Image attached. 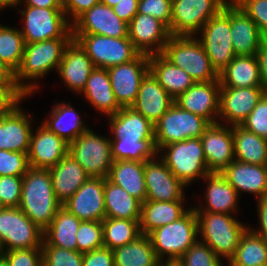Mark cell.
<instances>
[{
    "label": "cell",
    "mask_w": 267,
    "mask_h": 266,
    "mask_svg": "<svg viewBox=\"0 0 267 266\" xmlns=\"http://www.w3.org/2000/svg\"><path fill=\"white\" fill-rule=\"evenodd\" d=\"M91 59L94 67L107 69L133 60L139 52L128 37L113 38L97 34H72Z\"/></svg>",
    "instance_id": "10"
},
{
    "label": "cell",
    "mask_w": 267,
    "mask_h": 266,
    "mask_svg": "<svg viewBox=\"0 0 267 266\" xmlns=\"http://www.w3.org/2000/svg\"><path fill=\"white\" fill-rule=\"evenodd\" d=\"M158 266H181L177 261H165L163 262H159Z\"/></svg>",
    "instance_id": "64"
},
{
    "label": "cell",
    "mask_w": 267,
    "mask_h": 266,
    "mask_svg": "<svg viewBox=\"0 0 267 266\" xmlns=\"http://www.w3.org/2000/svg\"><path fill=\"white\" fill-rule=\"evenodd\" d=\"M3 252H4V249H3L2 243L0 241V256H2Z\"/></svg>",
    "instance_id": "66"
},
{
    "label": "cell",
    "mask_w": 267,
    "mask_h": 266,
    "mask_svg": "<svg viewBox=\"0 0 267 266\" xmlns=\"http://www.w3.org/2000/svg\"><path fill=\"white\" fill-rule=\"evenodd\" d=\"M138 2L139 0H121L112 8L122 21L129 24L138 12Z\"/></svg>",
    "instance_id": "57"
},
{
    "label": "cell",
    "mask_w": 267,
    "mask_h": 266,
    "mask_svg": "<svg viewBox=\"0 0 267 266\" xmlns=\"http://www.w3.org/2000/svg\"><path fill=\"white\" fill-rule=\"evenodd\" d=\"M221 174L239 192L252 193L258 199L267 196V166L234 160Z\"/></svg>",
    "instance_id": "24"
},
{
    "label": "cell",
    "mask_w": 267,
    "mask_h": 266,
    "mask_svg": "<svg viewBox=\"0 0 267 266\" xmlns=\"http://www.w3.org/2000/svg\"><path fill=\"white\" fill-rule=\"evenodd\" d=\"M5 7H7V6L0 0V10L4 9Z\"/></svg>",
    "instance_id": "67"
},
{
    "label": "cell",
    "mask_w": 267,
    "mask_h": 266,
    "mask_svg": "<svg viewBox=\"0 0 267 266\" xmlns=\"http://www.w3.org/2000/svg\"><path fill=\"white\" fill-rule=\"evenodd\" d=\"M72 34H97L113 38L128 37V24L113 8L99 2L72 23Z\"/></svg>",
    "instance_id": "17"
},
{
    "label": "cell",
    "mask_w": 267,
    "mask_h": 266,
    "mask_svg": "<svg viewBox=\"0 0 267 266\" xmlns=\"http://www.w3.org/2000/svg\"><path fill=\"white\" fill-rule=\"evenodd\" d=\"M110 141L114 161L145 162L156 156L158 157L155 139H115Z\"/></svg>",
    "instance_id": "43"
},
{
    "label": "cell",
    "mask_w": 267,
    "mask_h": 266,
    "mask_svg": "<svg viewBox=\"0 0 267 266\" xmlns=\"http://www.w3.org/2000/svg\"><path fill=\"white\" fill-rule=\"evenodd\" d=\"M231 38L236 56L256 55L264 40L256 23L231 0Z\"/></svg>",
    "instance_id": "28"
},
{
    "label": "cell",
    "mask_w": 267,
    "mask_h": 266,
    "mask_svg": "<svg viewBox=\"0 0 267 266\" xmlns=\"http://www.w3.org/2000/svg\"><path fill=\"white\" fill-rule=\"evenodd\" d=\"M228 0H172L170 33L195 36L203 25L217 15Z\"/></svg>",
    "instance_id": "12"
},
{
    "label": "cell",
    "mask_w": 267,
    "mask_h": 266,
    "mask_svg": "<svg viewBox=\"0 0 267 266\" xmlns=\"http://www.w3.org/2000/svg\"><path fill=\"white\" fill-rule=\"evenodd\" d=\"M3 208H5V207L3 206V203L0 200V210L3 209Z\"/></svg>",
    "instance_id": "68"
},
{
    "label": "cell",
    "mask_w": 267,
    "mask_h": 266,
    "mask_svg": "<svg viewBox=\"0 0 267 266\" xmlns=\"http://www.w3.org/2000/svg\"><path fill=\"white\" fill-rule=\"evenodd\" d=\"M264 95L265 87H221L218 117L229 126L241 125Z\"/></svg>",
    "instance_id": "19"
},
{
    "label": "cell",
    "mask_w": 267,
    "mask_h": 266,
    "mask_svg": "<svg viewBox=\"0 0 267 266\" xmlns=\"http://www.w3.org/2000/svg\"><path fill=\"white\" fill-rule=\"evenodd\" d=\"M199 32L202 38L198 40L209 57L211 66L219 74L236 56L231 38V0Z\"/></svg>",
    "instance_id": "6"
},
{
    "label": "cell",
    "mask_w": 267,
    "mask_h": 266,
    "mask_svg": "<svg viewBox=\"0 0 267 266\" xmlns=\"http://www.w3.org/2000/svg\"><path fill=\"white\" fill-rule=\"evenodd\" d=\"M56 104L50 115L51 120L46 119L43 125L70 144L89 128L70 104Z\"/></svg>",
    "instance_id": "39"
},
{
    "label": "cell",
    "mask_w": 267,
    "mask_h": 266,
    "mask_svg": "<svg viewBox=\"0 0 267 266\" xmlns=\"http://www.w3.org/2000/svg\"><path fill=\"white\" fill-rule=\"evenodd\" d=\"M100 0H63V11L65 15H71L74 20L71 24L85 11L98 4Z\"/></svg>",
    "instance_id": "56"
},
{
    "label": "cell",
    "mask_w": 267,
    "mask_h": 266,
    "mask_svg": "<svg viewBox=\"0 0 267 266\" xmlns=\"http://www.w3.org/2000/svg\"><path fill=\"white\" fill-rule=\"evenodd\" d=\"M0 241L4 251L41 248L43 231L19 207H5L0 210Z\"/></svg>",
    "instance_id": "13"
},
{
    "label": "cell",
    "mask_w": 267,
    "mask_h": 266,
    "mask_svg": "<svg viewBox=\"0 0 267 266\" xmlns=\"http://www.w3.org/2000/svg\"><path fill=\"white\" fill-rule=\"evenodd\" d=\"M257 208L261 229L259 231L253 229L252 231L267 239V196L258 199Z\"/></svg>",
    "instance_id": "58"
},
{
    "label": "cell",
    "mask_w": 267,
    "mask_h": 266,
    "mask_svg": "<svg viewBox=\"0 0 267 266\" xmlns=\"http://www.w3.org/2000/svg\"><path fill=\"white\" fill-rule=\"evenodd\" d=\"M207 181L206 207H194L196 212L229 214L237 208L238 193L221 173H210L204 177Z\"/></svg>",
    "instance_id": "30"
},
{
    "label": "cell",
    "mask_w": 267,
    "mask_h": 266,
    "mask_svg": "<svg viewBox=\"0 0 267 266\" xmlns=\"http://www.w3.org/2000/svg\"><path fill=\"white\" fill-rule=\"evenodd\" d=\"M6 6L8 7H15L19 3H21L22 0H1Z\"/></svg>",
    "instance_id": "62"
},
{
    "label": "cell",
    "mask_w": 267,
    "mask_h": 266,
    "mask_svg": "<svg viewBox=\"0 0 267 266\" xmlns=\"http://www.w3.org/2000/svg\"><path fill=\"white\" fill-rule=\"evenodd\" d=\"M198 234L220 258L230 260L238 247L240 239L248 229L229 214L196 212ZM204 240V241H203Z\"/></svg>",
    "instance_id": "4"
},
{
    "label": "cell",
    "mask_w": 267,
    "mask_h": 266,
    "mask_svg": "<svg viewBox=\"0 0 267 266\" xmlns=\"http://www.w3.org/2000/svg\"><path fill=\"white\" fill-rule=\"evenodd\" d=\"M29 168L27 153L0 150V176L23 177Z\"/></svg>",
    "instance_id": "48"
},
{
    "label": "cell",
    "mask_w": 267,
    "mask_h": 266,
    "mask_svg": "<svg viewBox=\"0 0 267 266\" xmlns=\"http://www.w3.org/2000/svg\"><path fill=\"white\" fill-rule=\"evenodd\" d=\"M241 126L267 139V95L261 98Z\"/></svg>",
    "instance_id": "50"
},
{
    "label": "cell",
    "mask_w": 267,
    "mask_h": 266,
    "mask_svg": "<svg viewBox=\"0 0 267 266\" xmlns=\"http://www.w3.org/2000/svg\"><path fill=\"white\" fill-rule=\"evenodd\" d=\"M82 266H114L113 251L102 247L91 252L83 253Z\"/></svg>",
    "instance_id": "55"
},
{
    "label": "cell",
    "mask_w": 267,
    "mask_h": 266,
    "mask_svg": "<svg viewBox=\"0 0 267 266\" xmlns=\"http://www.w3.org/2000/svg\"><path fill=\"white\" fill-rule=\"evenodd\" d=\"M172 0H139V14L153 16L163 22L170 30Z\"/></svg>",
    "instance_id": "53"
},
{
    "label": "cell",
    "mask_w": 267,
    "mask_h": 266,
    "mask_svg": "<svg viewBox=\"0 0 267 266\" xmlns=\"http://www.w3.org/2000/svg\"><path fill=\"white\" fill-rule=\"evenodd\" d=\"M226 126L210 124L200 138L210 173H221L235 160L232 128Z\"/></svg>",
    "instance_id": "21"
},
{
    "label": "cell",
    "mask_w": 267,
    "mask_h": 266,
    "mask_svg": "<svg viewBox=\"0 0 267 266\" xmlns=\"http://www.w3.org/2000/svg\"><path fill=\"white\" fill-rule=\"evenodd\" d=\"M0 86H16L14 72L0 62Z\"/></svg>",
    "instance_id": "60"
},
{
    "label": "cell",
    "mask_w": 267,
    "mask_h": 266,
    "mask_svg": "<svg viewBox=\"0 0 267 266\" xmlns=\"http://www.w3.org/2000/svg\"><path fill=\"white\" fill-rule=\"evenodd\" d=\"M118 104L130 107L136 100L141 80L149 72V56L139 53L133 60L107 68Z\"/></svg>",
    "instance_id": "14"
},
{
    "label": "cell",
    "mask_w": 267,
    "mask_h": 266,
    "mask_svg": "<svg viewBox=\"0 0 267 266\" xmlns=\"http://www.w3.org/2000/svg\"><path fill=\"white\" fill-rule=\"evenodd\" d=\"M171 36L163 22L147 14L137 13L128 24V38L134 48L148 56L162 53Z\"/></svg>",
    "instance_id": "15"
},
{
    "label": "cell",
    "mask_w": 267,
    "mask_h": 266,
    "mask_svg": "<svg viewBox=\"0 0 267 266\" xmlns=\"http://www.w3.org/2000/svg\"><path fill=\"white\" fill-rule=\"evenodd\" d=\"M48 170L51 175L54 194L62 205L90 178L70 153Z\"/></svg>",
    "instance_id": "27"
},
{
    "label": "cell",
    "mask_w": 267,
    "mask_h": 266,
    "mask_svg": "<svg viewBox=\"0 0 267 266\" xmlns=\"http://www.w3.org/2000/svg\"><path fill=\"white\" fill-rule=\"evenodd\" d=\"M21 191L22 177L0 176V200L4 207H18Z\"/></svg>",
    "instance_id": "51"
},
{
    "label": "cell",
    "mask_w": 267,
    "mask_h": 266,
    "mask_svg": "<svg viewBox=\"0 0 267 266\" xmlns=\"http://www.w3.org/2000/svg\"><path fill=\"white\" fill-rule=\"evenodd\" d=\"M25 97L17 86H0V119L8 115Z\"/></svg>",
    "instance_id": "54"
},
{
    "label": "cell",
    "mask_w": 267,
    "mask_h": 266,
    "mask_svg": "<svg viewBox=\"0 0 267 266\" xmlns=\"http://www.w3.org/2000/svg\"><path fill=\"white\" fill-rule=\"evenodd\" d=\"M16 106L0 119V150L29 152L32 127L27 114Z\"/></svg>",
    "instance_id": "25"
},
{
    "label": "cell",
    "mask_w": 267,
    "mask_h": 266,
    "mask_svg": "<svg viewBox=\"0 0 267 266\" xmlns=\"http://www.w3.org/2000/svg\"><path fill=\"white\" fill-rule=\"evenodd\" d=\"M24 49L21 31L0 25V62L15 73L21 65Z\"/></svg>",
    "instance_id": "44"
},
{
    "label": "cell",
    "mask_w": 267,
    "mask_h": 266,
    "mask_svg": "<svg viewBox=\"0 0 267 266\" xmlns=\"http://www.w3.org/2000/svg\"><path fill=\"white\" fill-rule=\"evenodd\" d=\"M105 179L90 177L62 206L80 221H103Z\"/></svg>",
    "instance_id": "20"
},
{
    "label": "cell",
    "mask_w": 267,
    "mask_h": 266,
    "mask_svg": "<svg viewBox=\"0 0 267 266\" xmlns=\"http://www.w3.org/2000/svg\"><path fill=\"white\" fill-rule=\"evenodd\" d=\"M198 220L194 208L179 219L153 230L148 236L160 262L178 261L198 237Z\"/></svg>",
    "instance_id": "3"
},
{
    "label": "cell",
    "mask_w": 267,
    "mask_h": 266,
    "mask_svg": "<svg viewBox=\"0 0 267 266\" xmlns=\"http://www.w3.org/2000/svg\"><path fill=\"white\" fill-rule=\"evenodd\" d=\"M24 2L26 6L32 7L63 8V0H24Z\"/></svg>",
    "instance_id": "61"
},
{
    "label": "cell",
    "mask_w": 267,
    "mask_h": 266,
    "mask_svg": "<svg viewBox=\"0 0 267 266\" xmlns=\"http://www.w3.org/2000/svg\"><path fill=\"white\" fill-rule=\"evenodd\" d=\"M210 122L174 103L169 110L154 124L155 148L159 150L171 143L189 138H201Z\"/></svg>",
    "instance_id": "8"
},
{
    "label": "cell",
    "mask_w": 267,
    "mask_h": 266,
    "mask_svg": "<svg viewBox=\"0 0 267 266\" xmlns=\"http://www.w3.org/2000/svg\"><path fill=\"white\" fill-rule=\"evenodd\" d=\"M107 179L122 187L129 195L141 203L146 198V184L144 180V162L121 160L113 161Z\"/></svg>",
    "instance_id": "36"
},
{
    "label": "cell",
    "mask_w": 267,
    "mask_h": 266,
    "mask_svg": "<svg viewBox=\"0 0 267 266\" xmlns=\"http://www.w3.org/2000/svg\"><path fill=\"white\" fill-rule=\"evenodd\" d=\"M105 218L139 221L141 202L132 197L122 187L105 179L104 186Z\"/></svg>",
    "instance_id": "37"
},
{
    "label": "cell",
    "mask_w": 267,
    "mask_h": 266,
    "mask_svg": "<svg viewBox=\"0 0 267 266\" xmlns=\"http://www.w3.org/2000/svg\"><path fill=\"white\" fill-rule=\"evenodd\" d=\"M73 38H54L33 43H25L24 54L20 67L14 73L16 86L29 96L38 88L35 81L45 76L50 70L62 61L65 48ZM34 79V83H25L24 80Z\"/></svg>",
    "instance_id": "2"
},
{
    "label": "cell",
    "mask_w": 267,
    "mask_h": 266,
    "mask_svg": "<svg viewBox=\"0 0 267 266\" xmlns=\"http://www.w3.org/2000/svg\"><path fill=\"white\" fill-rule=\"evenodd\" d=\"M184 201L145 200L141 204L139 227L142 235H149L153 230L176 221L188 210L183 209Z\"/></svg>",
    "instance_id": "32"
},
{
    "label": "cell",
    "mask_w": 267,
    "mask_h": 266,
    "mask_svg": "<svg viewBox=\"0 0 267 266\" xmlns=\"http://www.w3.org/2000/svg\"><path fill=\"white\" fill-rule=\"evenodd\" d=\"M144 162V180L146 184L145 200L184 201L185 184L166 166L161 158Z\"/></svg>",
    "instance_id": "16"
},
{
    "label": "cell",
    "mask_w": 267,
    "mask_h": 266,
    "mask_svg": "<svg viewBox=\"0 0 267 266\" xmlns=\"http://www.w3.org/2000/svg\"><path fill=\"white\" fill-rule=\"evenodd\" d=\"M0 266H8V263L3 256H0Z\"/></svg>",
    "instance_id": "65"
},
{
    "label": "cell",
    "mask_w": 267,
    "mask_h": 266,
    "mask_svg": "<svg viewBox=\"0 0 267 266\" xmlns=\"http://www.w3.org/2000/svg\"><path fill=\"white\" fill-rule=\"evenodd\" d=\"M221 87H263L256 55L235 56L219 73Z\"/></svg>",
    "instance_id": "33"
},
{
    "label": "cell",
    "mask_w": 267,
    "mask_h": 266,
    "mask_svg": "<svg viewBox=\"0 0 267 266\" xmlns=\"http://www.w3.org/2000/svg\"><path fill=\"white\" fill-rule=\"evenodd\" d=\"M82 93L90 105L106 116L114 115L122 108L115 98L107 69L95 67Z\"/></svg>",
    "instance_id": "29"
},
{
    "label": "cell",
    "mask_w": 267,
    "mask_h": 266,
    "mask_svg": "<svg viewBox=\"0 0 267 266\" xmlns=\"http://www.w3.org/2000/svg\"><path fill=\"white\" fill-rule=\"evenodd\" d=\"M102 221H82L76 232L77 251L91 252L104 247Z\"/></svg>",
    "instance_id": "45"
},
{
    "label": "cell",
    "mask_w": 267,
    "mask_h": 266,
    "mask_svg": "<svg viewBox=\"0 0 267 266\" xmlns=\"http://www.w3.org/2000/svg\"><path fill=\"white\" fill-rule=\"evenodd\" d=\"M81 222L62 206L51 224L43 231L42 246H57L77 251L76 232Z\"/></svg>",
    "instance_id": "34"
},
{
    "label": "cell",
    "mask_w": 267,
    "mask_h": 266,
    "mask_svg": "<svg viewBox=\"0 0 267 266\" xmlns=\"http://www.w3.org/2000/svg\"><path fill=\"white\" fill-rule=\"evenodd\" d=\"M110 140L88 129L69 144V153L90 177L107 178L114 161Z\"/></svg>",
    "instance_id": "11"
},
{
    "label": "cell",
    "mask_w": 267,
    "mask_h": 266,
    "mask_svg": "<svg viewBox=\"0 0 267 266\" xmlns=\"http://www.w3.org/2000/svg\"><path fill=\"white\" fill-rule=\"evenodd\" d=\"M256 56L259 63L261 83L265 87L267 85V39L261 42Z\"/></svg>",
    "instance_id": "59"
},
{
    "label": "cell",
    "mask_w": 267,
    "mask_h": 266,
    "mask_svg": "<svg viewBox=\"0 0 267 266\" xmlns=\"http://www.w3.org/2000/svg\"><path fill=\"white\" fill-rule=\"evenodd\" d=\"M265 95H267V85L265 86Z\"/></svg>",
    "instance_id": "69"
},
{
    "label": "cell",
    "mask_w": 267,
    "mask_h": 266,
    "mask_svg": "<svg viewBox=\"0 0 267 266\" xmlns=\"http://www.w3.org/2000/svg\"><path fill=\"white\" fill-rule=\"evenodd\" d=\"M94 68L86 52L75 40H72L65 48L57 71L69 89L81 93Z\"/></svg>",
    "instance_id": "26"
},
{
    "label": "cell",
    "mask_w": 267,
    "mask_h": 266,
    "mask_svg": "<svg viewBox=\"0 0 267 266\" xmlns=\"http://www.w3.org/2000/svg\"><path fill=\"white\" fill-rule=\"evenodd\" d=\"M43 266H82L83 253L57 246H42Z\"/></svg>",
    "instance_id": "47"
},
{
    "label": "cell",
    "mask_w": 267,
    "mask_h": 266,
    "mask_svg": "<svg viewBox=\"0 0 267 266\" xmlns=\"http://www.w3.org/2000/svg\"><path fill=\"white\" fill-rule=\"evenodd\" d=\"M25 19L20 29L25 43H33L54 38H73L72 24L63 8H42L26 6L20 11Z\"/></svg>",
    "instance_id": "9"
},
{
    "label": "cell",
    "mask_w": 267,
    "mask_h": 266,
    "mask_svg": "<svg viewBox=\"0 0 267 266\" xmlns=\"http://www.w3.org/2000/svg\"><path fill=\"white\" fill-rule=\"evenodd\" d=\"M228 262V266H267V239L248 228Z\"/></svg>",
    "instance_id": "41"
},
{
    "label": "cell",
    "mask_w": 267,
    "mask_h": 266,
    "mask_svg": "<svg viewBox=\"0 0 267 266\" xmlns=\"http://www.w3.org/2000/svg\"><path fill=\"white\" fill-rule=\"evenodd\" d=\"M18 207L42 231L51 224L62 204L54 194L48 169L29 168L22 177Z\"/></svg>",
    "instance_id": "1"
},
{
    "label": "cell",
    "mask_w": 267,
    "mask_h": 266,
    "mask_svg": "<svg viewBox=\"0 0 267 266\" xmlns=\"http://www.w3.org/2000/svg\"><path fill=\"white\" fill-rule=\"evenodd\" d=\"M256 23L263 39H267V0H233Z\"/></svg>",
    "instance_id": "49"
},
{
    "label": "cell",
    "mask_w": 267,
    "mask_h": 266,
    "mask_svg": "<svg viewBox=\"0 0 267 266\" xmlns=\"http://www.w3.org/2000/svg\"><path fill=\"white\" fill-rule=\"evenodd\" d=\"M163 150L166 154L161 155L160 158L186 187L196 177L204 178L210 174L200 138H189L168 144L159 152Z\"/></svg>",
    "instance_id": "7"
},
{
    "label": "cell",
    "mask_w": 267,
    "mask_h": 266,
    "mask_svg": "<svg viewBox=\"0 0 267 266\" xmlns=\"http://www.w3.org/2000/svg\"><path fill=\"white\" fill-rule=\"evenodd\" d=\"M121 0H100L101 3L109 6V7H114L118 2H120Z\"/></svg>",
    "instance_id": "63"
},
{
    "label": "cell",
    "mask_w": 267,
    "mask_h": 266,
    "mask_svg": "<svg viewBox=\"0 0 267 266\" xmlns=\"http://www.w3.org/2000/svg\"><path fill=\"white\" fill-rule=\"evenodd\" d=\"M173 104L174 99L148 72L141 80L136 100L130 107L154 125Z\"/></svg>",
    "instance_id": "23"
},
{
    "label": "cell",
    "mask_w": 267,
    "mask_h": 266,
    "mask_svg": "<svg viewBox=\"0 0 267 266\" xmlns=\"http://www.w3.org/2000/svg\"><path fill=\"white\" fill-rule=\"evenodd\" d=\"M221 261L207 244L197 240L177 262L181 266H222Z\"/></svg>",
    "instance_id": "46"
},
{
    "label": "cell",
    "mask_w": 267,
    "mask_h": 266,
    "mask_svg": "<svg viewBox=\"0 0 267 266\" xmlns=\"http://www.w3.org/2000/svg\"><path fill=\"white\" fill-rule=\"evenodd\" d=\"M114 266H158L160 262L148 235L113 250Z\"/></svg>",
    "instance_id": "40"
},
{
    "label": "cell",
    "mask_w": 267,
    "mask_h": 266,
    "mask_svg": "<svg viewBox=\"0 0 267 266\" xmlns=\"http://www.w3.org/2000/svg\"><path fill=\"white\" fill-rule=\"evenodd\" d=\"M69 153V143L41 124L32 132L28 161L31 168L50 169Z\"/></svg>",
    "instance_id": "22"
},
{
    "label": "cell",
    "mask_w": 267,
    "mask_h": 266,
    "mask_svg": "<svg viewBox=\"0 0 267 266\" xmlns=\"http://www.w3.org/2000/svg\"><path fill=\"white\" fill-rule=\"evenodd\" d=\"M173 65L180 67L195 82L219 80L201 42L193 36H171L161 53Z\"/></svg>",
    "instance_id": "5"
},
{
    "label": "cell",
    "mask_w": 267,
    "mask_h": 266,
    "mask_svg": "<svg viewBox=\"0 0 267 266\" xmlns=\"http://www.w3.org/2000/svg\"><path fill=\"white\" fill-rule=\"evenodd\" d=\"M235 160L267 166V139L246 130L241 125L232 126Z\"/></svg>",
    "instance_id": "38"
},
{
    "label": "cell",
    "mask_w": 267,
    "mask_h": 266,
    "mask_svg": "<svg viewBox=\"0 0 267 266\" xmlns=\"http://www.w3.org/2000/svg\"><path fill=\"white\" fill-rule=\"evenodd\" d=\"M149 72L173 99L195 83L189 74L173 65L161 53L149 56Z\"/></svg>",
    "instance_id": "31"
},
{
    "label": "cell",
    "mask_w": 267,
    "mask_h": 266,
    "mask_svg": "<svg viewBox=\"0 0 267 266\" xmlns=\"http://www.w3.org/2000/svg\"><path fill=\"white\" fill-rule=\"evenodd\" d=\"M103 225V244L104 247L114 250L135 241L141 236L139 221L105 218Z\"/></svg>",
    "instance_id": "42"
},
{
    "label": "cell",
    "mask_w": 267,
    "mask_h": 266,
    "mask_svg": "<svg viewBox=\"0 0 267 266\" xmlns=\"http://www.w3.org/2000/svg\"><path fill=\"white\" fill-rule=\"evenodd\" d=\"M109 117L114 139H155L154 125L131 107H122Z\"/></svg>",
    "instance_id": "35"
},
{
    "label": "cell",
    "mask_w": 267,
    "mask_h": 266,
    "mask_svg": "<svg viewBox=\"0 0 267 266\" xmlns=\"http://www.w3.org/2000/svg\"><path fill=\"white\" fill-rule=\"evenodd\" d=\"M2 256L8 266H43L41 248L4 251Z\"/></svg>",
    "instance_id": "52"
},
{
    "label": "cell",
    "mask_w": 267,
    "mask_h": 266,
    "mask_svg": "<svg viewBox=\"0 0 267 266\" xmlns=\"http://www.w3.org/2000/svg\"><path fill=\"white\" fill-rule=\"evenodd\" d=\"M220 80L195 82L174 103L181 109L202 116L211 124L219 123ZM217 119V120H216Z\"/></svg>",
    "instance_id": "18"
}]
</instances>
